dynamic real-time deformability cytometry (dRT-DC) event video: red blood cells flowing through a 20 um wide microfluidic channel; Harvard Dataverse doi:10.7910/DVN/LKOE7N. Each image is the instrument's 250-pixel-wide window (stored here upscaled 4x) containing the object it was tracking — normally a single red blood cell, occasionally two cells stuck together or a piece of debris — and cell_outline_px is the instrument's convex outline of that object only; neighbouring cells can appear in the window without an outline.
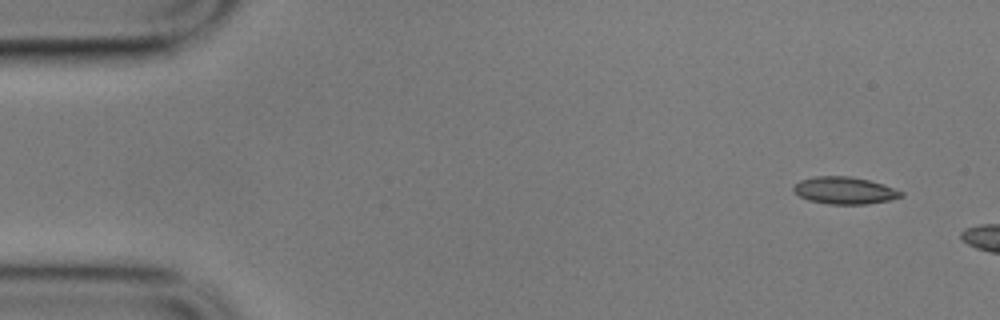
{"species": "common noctule bat (a hibernating species)", "species_latin": "Nyctalus noctula", "temperature_condition": "cold", "stored_images_in_passage": 3, "camera_frame_rate_fps": 3000, "um_per_image_px": 0.085, "animal": {"sex": "male", "body_mass_g": 17.9}, "frame": {"image": 1, "passage_image": 1, "time_ms": 0.0, "image_size_px": [1000, 320], "cell_outline_px": [[904, 196], [888, 200], [864, 204], [828, 204], [808, 200], [800, 196], [792, 188], [800, 180], [816, 176], [852, 176], [884, 184], [904, 192]], "centroid_in_image_um": [71.81, 16.18], "position_along_channel_um": 13.2, "area_um2": 16.94}}